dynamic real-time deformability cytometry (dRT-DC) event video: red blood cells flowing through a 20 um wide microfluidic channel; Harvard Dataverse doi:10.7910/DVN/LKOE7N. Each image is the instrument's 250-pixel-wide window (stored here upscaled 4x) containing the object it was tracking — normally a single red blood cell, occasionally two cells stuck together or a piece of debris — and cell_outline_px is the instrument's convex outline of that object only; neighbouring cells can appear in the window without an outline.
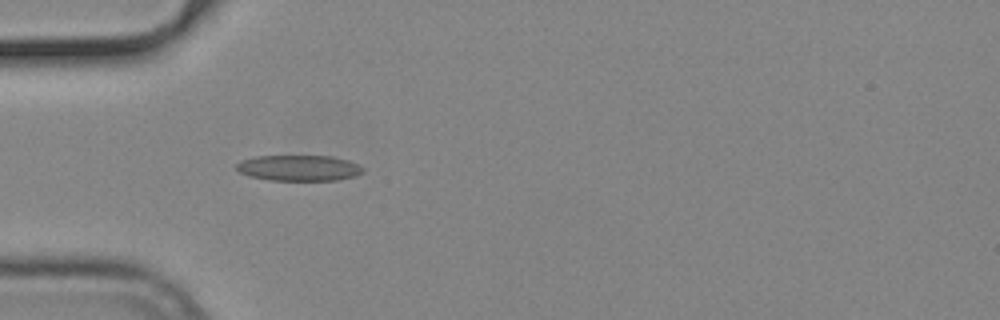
{"species": "common noctule bat (a hibernating species)", "species_latin": "Nyctalus noctula", "temperature_condition": "cold", "stored_images_in_passage": 12, "camera_frame_rate_fps": 3000, "um_per_image_px": 0.085, "animal": {"sex": "male", "body_mass_g": 19.2, "forearm_length_mm": 51.8}, "frame": {"image": 1, "passage_image": 6, "time_ms": 1.667, "image_size_px": [1000, 320], "cell_outline_px": [[364, 172], [356, 176], [336, 180], [268, 180], [248, 176], [240, 172], [236, 168], [236, 164], [240, 160], [256, 156], [332, 156], [348, 160], [364, 168]], "centroid_in_image_um": [25.39, 14.28], "position_along_channel_um": 59.6, "area_um2": 19.07}}
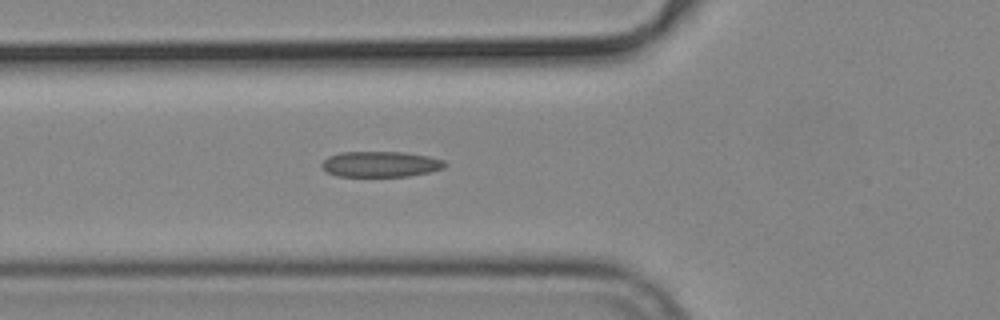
{"frame": {"image": 2, "passage_image": 9, "time_ms": 2.667, "image_size_px": [1000, 320], "cell_outline_px": [[448, 164], [444, 168], [428, 172], [408, 176], [336, 176], [324, 172], [320, 164], [328, 156], [340, 152], [404, 152], [428, 156], [444, 160]], "centroid_in_image_um": [32.31, 13.95], "position_along_channel_um": 93.5, "area_um2": 18.55}}